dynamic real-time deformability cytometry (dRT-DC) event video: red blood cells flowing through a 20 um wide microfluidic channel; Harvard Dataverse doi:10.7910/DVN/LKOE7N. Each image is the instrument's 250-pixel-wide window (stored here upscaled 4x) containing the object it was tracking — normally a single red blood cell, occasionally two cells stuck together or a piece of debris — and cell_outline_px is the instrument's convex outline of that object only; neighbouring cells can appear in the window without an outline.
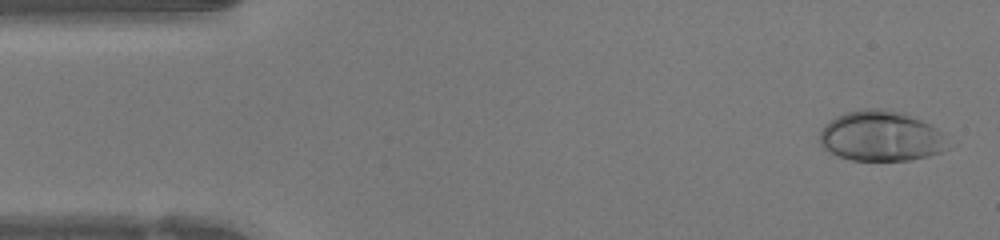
{"species": "human", "species_latin": "Homo sapiens", "temperature_condition": "warm", "stored_images_in_passage": 47, "camera_frame_rate_fps": 3000, "um_per_image_px": 0.085, "donor": {"sex": "female"}, "frame": {"image": 1, "passage_image": 2, "time_ms": 0.333, "image_size_px": [1000, 240], "cell_outline_px": [[948, 148], [940, 152], [928, 156], [908, 160], [852, 160], [840, 156], [824, 148], [820, 144], [820, 132], [824, 124], [836, 116], [844, 112], [860, 108], [884, 108], [904, 112], [932, 124], [944, 132]], "centroid_in_image_um": [74.91, 11.54], "position_along_channel_um": 10.1, "area_um2": 38.03}}
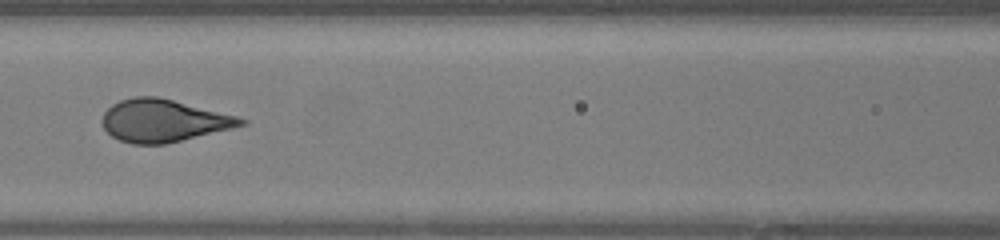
{"frame": {"image": 2, "passage_image": 20, "time_ms": 6.333, "image_size_px": [1000, 240], "cell_outline_px": [[248, 124], [232, 128], [164, 144], [132, 144], [120, 140], [112, 136], [104, 128], [104, 112], [112, 104], [120, 100], [132, 96], [156, 96], [236, 116], [248, 120]], "centroid_in_image_um": [13.88, 10.25], "position_along_channel_um": 152.7, "area_um2": 33.81}}
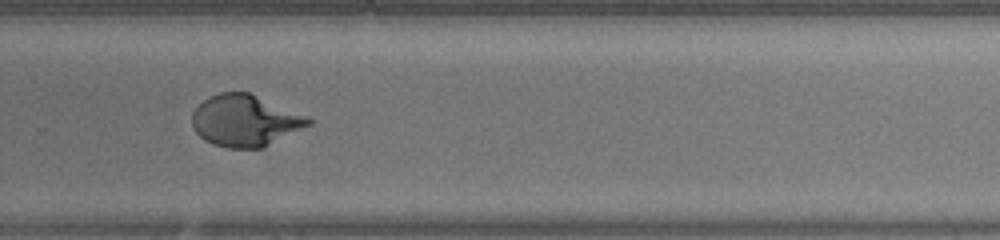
{"frame": {"image": 3, "passage_image": 31, "time_ms": 10.0, "image_size_px": [1000, 240], "cell_outline_px": [[312, 124], [264, 148], [228, 148], [212, 144], [204, 140], [196, 132], [192, 124], [192, 112], [208, 96], [220, 92], [248, 92], [308, 116], [312, 120]], "centroid_in_image_um": [20.84, 10.26], "position_along_channel_um": 309.0, "area_um2": 35.03}, "authors_computed_cell_mechanics": {"area_um2": 35.6048, "velocity_mm_per_s": 4.2731, "shape_relaxation_time_tau1_ms": 4.8231, "shape_relaxation_time_tau2_ms": null, "deformation_change_tau1": 0.2491, "deformation_change_tau2": null}}